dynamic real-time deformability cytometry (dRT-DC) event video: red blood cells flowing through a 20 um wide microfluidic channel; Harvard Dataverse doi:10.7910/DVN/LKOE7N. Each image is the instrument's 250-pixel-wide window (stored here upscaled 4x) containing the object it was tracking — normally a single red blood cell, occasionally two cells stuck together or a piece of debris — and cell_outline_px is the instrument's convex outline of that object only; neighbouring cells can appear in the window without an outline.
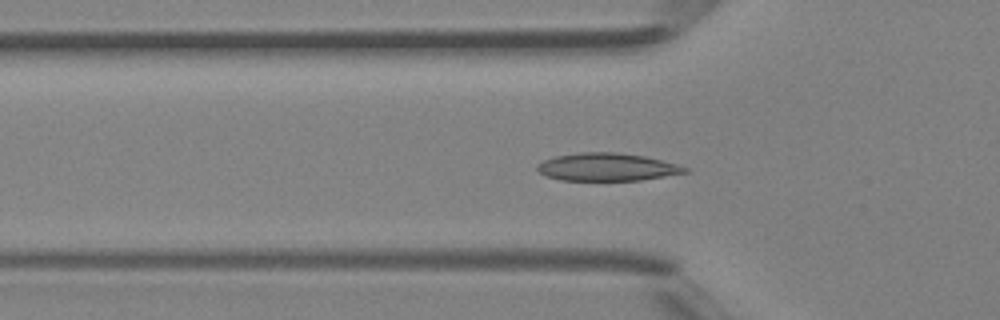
{"species": "Egyptian fruit bat (a non-hibernating species)", "species_latin": "Rousettus aegyptiacus", "temperature_condition": "room temperature", "stored_images_in_passage": 44, "camera_frame_rate_fps": 3000, "um_per_image_px": 0.085, "animal": {"sex": "female"}, "frame": {"image": 1, "passage_image": 14, "time_ms": 4.333, "image_size_px": [1000, 320], "cell_outline_px": [[688, 172], [640, 180], [560, 180], [548, 176], [540, 172], [536, 168], [536, 164], [544, 160], [556, 156], [580, 152], [616, 152], [644, 156], [676, 164], [688, 168]], "centroid_in_image_um": [51.57, 14.19], "position_along_channel_um": 74.2, "area_um2": 23.64}}
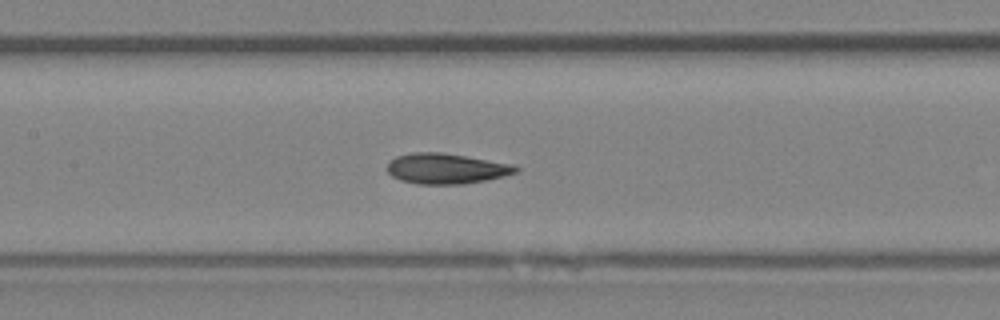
{"frame": {"image": 2, "passage_image": 20, "time_ms": 6.333, "image_size_px": [1000, 320], "cell_outline_px": [[520, 168], [516, 172], [504, 176], [464, 184], [420, 184], [400, 180], [392, 176], [388, 172], [388, 164], [396, 156], [412, 152], [440, 152], [516, 164]], "centroid_in_image_um": [37.95, 14.32], "position_along_channel_um": 169.4, "area_um2": 22.77}}
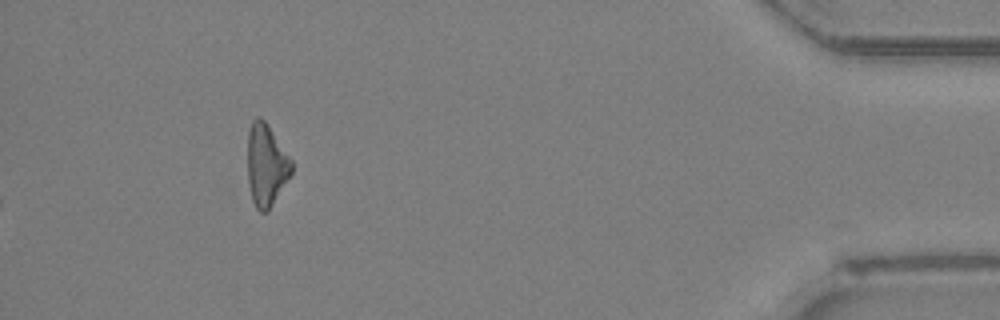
{"frame": {"image": 3, "passage_image": 44, "time_ms": 14.333, "image_size_px": [1000, 320], "cell_outline_px": [[292, 172], [268, 212], [260, 212], [256, 208], [252, 200], [248, 180], [248, 132], [252, 120], [256, 116], [260, 116], [264, 120], [292, 160]], "centroid_in_image_um": [22.62, 14.03], "position_along_channel_um": 412.6, "area_um2": 20.87}}